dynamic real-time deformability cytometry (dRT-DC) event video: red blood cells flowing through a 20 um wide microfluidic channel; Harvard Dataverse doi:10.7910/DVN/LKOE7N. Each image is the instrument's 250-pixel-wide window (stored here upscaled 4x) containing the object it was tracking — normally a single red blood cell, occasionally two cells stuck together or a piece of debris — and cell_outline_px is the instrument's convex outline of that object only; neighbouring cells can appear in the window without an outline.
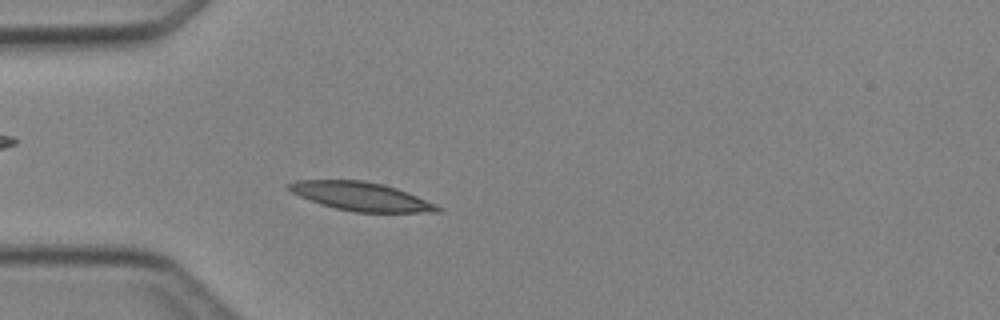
{"species": "Egyptian fruit bat (a non-hibernating species)", "species_latin": "Rousettus aegyptiacus", "temperature_condition": "cold", "stored_images_in_passage": 2, "camera_frame_rate_fps": 3000, "um_per_image_px": 0.085, "animal": {"sex": "female"}, "frame": {"image": 1, "passage_image": 2, "time_ms": 1.333, "image_size_px": [1000, 320], "cell_outline_px": [[444, 208], [440, 212], [356, 212], [336, 208], [320, 204], [300, 196], [292, 192], [288, 188], [288, 184], [296, 180], [364, 180], [384, 184], [396, 188], [436, 204]], "centroid_in_image_um": [30.71, 16.69], "position_along_channel_um": 54.3, "area_um2": 24.57}}